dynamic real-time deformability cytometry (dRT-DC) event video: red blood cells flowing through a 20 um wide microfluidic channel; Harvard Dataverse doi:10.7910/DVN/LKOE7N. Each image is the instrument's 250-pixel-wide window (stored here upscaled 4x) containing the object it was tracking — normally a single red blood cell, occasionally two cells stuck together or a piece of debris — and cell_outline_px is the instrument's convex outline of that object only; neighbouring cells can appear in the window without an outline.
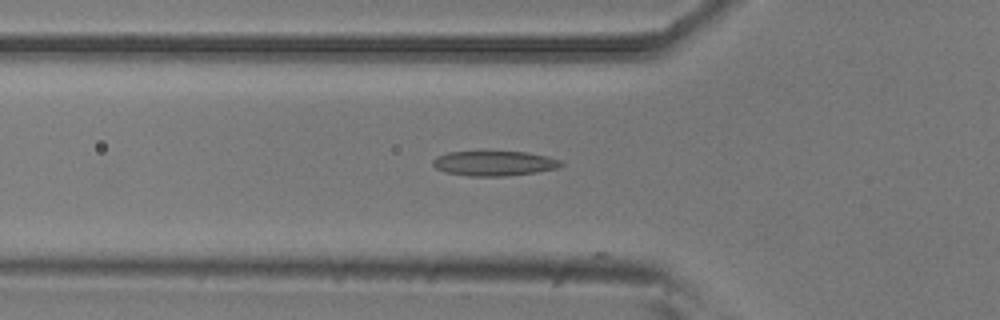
{"species": "common noctule bat (a hibernating species)", "species_latin": "Nyctalus noctula", "temperature_condition": "room temperature", "stored_images_in_passage": 6, "camera_frame_rate_fps": 3000, "um_per_image_px": 0.085, "animal": {"sex": "male", "body_mass_g": 20.5, "forearm_length_mm": 52.5}, "frame": {"image": 1, "passage_image": 5, "time_ms": 1.333, "image_size_px": [1000, 320], "cell_outline_px": [[564, 164], [560, 168], [536, 172], [504, 176], [468, 176], [444, 172], [436, 168], [432, 164], [432, 160], [436, 156], [448, 152], [524, 152], [548, 156], [560, 160]], "centroid_in_image_um": [42.0, 13.89], "position_along_channel_um": 83.8, "area_um2": 18.61}}